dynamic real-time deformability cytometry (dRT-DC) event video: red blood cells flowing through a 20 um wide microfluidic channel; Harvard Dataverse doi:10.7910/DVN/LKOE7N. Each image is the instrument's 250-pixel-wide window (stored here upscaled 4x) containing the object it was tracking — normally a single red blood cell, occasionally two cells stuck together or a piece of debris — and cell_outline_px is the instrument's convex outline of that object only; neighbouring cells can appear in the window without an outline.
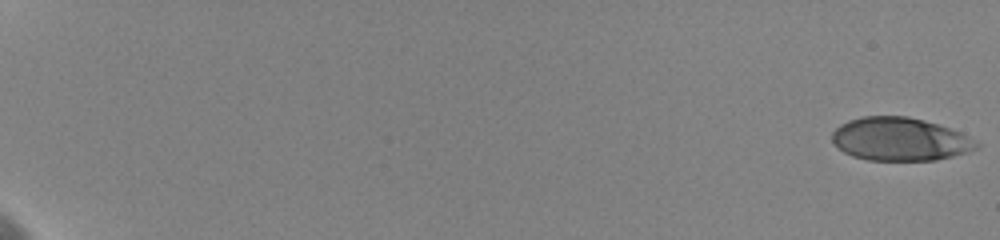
{"species": "human", "species_latin": "Homo sapiens", "temperature_condition": "cold", "stored_images_in_passage": 11, "camera_frame_rate_fps": 3000, "um_per_image_px": 0.085, "donor": {"sex": "female"}, "frame": {"image": 1, "passage_image": 1, "time_ms": 0.0, "image_size_px": [1000, 240], "cell_outline_px": [[980, 148], [968, 152], [936, 160], [868, 160], [852, 156], [844, 152], [832, 140], [832, 132], [840, 124], [848, 120], [860, 116], [908, 116], [924, 120], [960, 132], [980, 144]], "centroid_in_image_um": [76.48, 11.83], "position_along_channel_um": 8.5, "area_um2": 36.24}}